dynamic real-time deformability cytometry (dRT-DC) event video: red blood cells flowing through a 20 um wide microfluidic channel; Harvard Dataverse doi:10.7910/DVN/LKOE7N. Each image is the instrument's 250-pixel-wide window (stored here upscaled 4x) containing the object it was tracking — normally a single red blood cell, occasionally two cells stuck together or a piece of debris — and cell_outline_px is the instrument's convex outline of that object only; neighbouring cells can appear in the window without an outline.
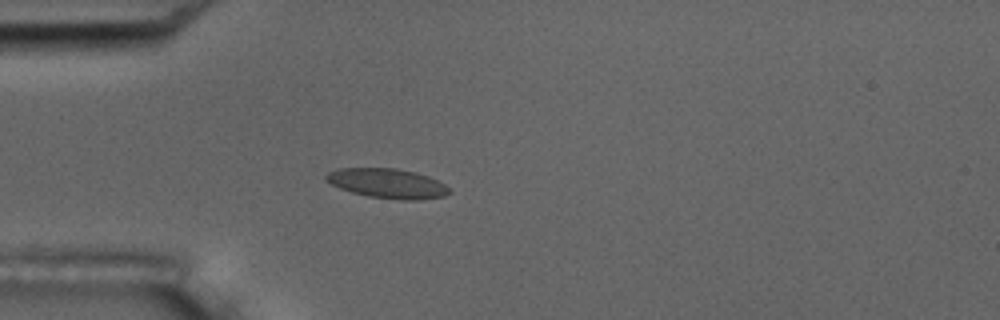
{"species": "common noctule bat (a hibernating species)", "species_latin": "Nyctalus noctula", "temperature_condition": "room temperature", "stored_images_in_passage": 5, "camera_frame_rate_fps": 3000, "um_per_image_px": 0.085, "animal": {"sex": "male", "body_mass_g": 17.5, "forearm_length_mm": 52.3}, "frame": {"image": 1, "passage_image": 5, "time_ms": 1.333, "image_size_px": [1000, 320], "cell_outline_px": [[452, 192], [444, 196], [416, 200], [404, 200], [368, 196], [352, 192], [340, 188], [324, 180], [324, 176], [328, 172], [340, 168], [396, 168], [416, 172], [428, 176], [444, 184]], "centroid_in_image_um": [32.92, 15.58], "position_along_channel_um": 52.1, "area_um2": 21.21}}